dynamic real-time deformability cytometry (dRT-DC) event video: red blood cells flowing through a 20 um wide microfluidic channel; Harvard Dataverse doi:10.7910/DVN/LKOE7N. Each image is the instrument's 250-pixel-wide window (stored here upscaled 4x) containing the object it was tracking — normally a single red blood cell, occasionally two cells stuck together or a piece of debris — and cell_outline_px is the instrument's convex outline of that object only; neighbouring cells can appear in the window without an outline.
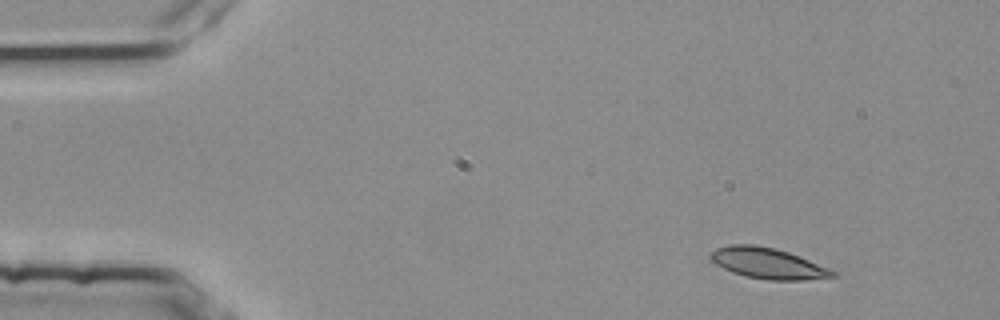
{"species": "common noctule bat (a hibernating species)", "species_latin": "Nyctalus noctula", "temperature_condition": "room temperature", "stored_images_in_passage": 27, "camera_frame_rate_fps": 3000, "um_per_image_px": 0.085, "animal": {"sex": "female", "body_mass_g": 25.1}, "frame": {"image": 1, "passage_image": 1, "time_ms": 0.0, "image_size_px": [1000, 320], "cell_outline_px": [[840, 276], [804, 280], [768, 280], [744, 276], [732, 272], [716, 264], [708, 256], [716, 248], [728, 244], [752, 244], [772, 248], [788, 252], [800, 256], [828, 268], [836, 272]], "centroid_in_image_um": [65.27, 22.38], "position_along_channel_um": 19.7, "area_um2": 21.91}}